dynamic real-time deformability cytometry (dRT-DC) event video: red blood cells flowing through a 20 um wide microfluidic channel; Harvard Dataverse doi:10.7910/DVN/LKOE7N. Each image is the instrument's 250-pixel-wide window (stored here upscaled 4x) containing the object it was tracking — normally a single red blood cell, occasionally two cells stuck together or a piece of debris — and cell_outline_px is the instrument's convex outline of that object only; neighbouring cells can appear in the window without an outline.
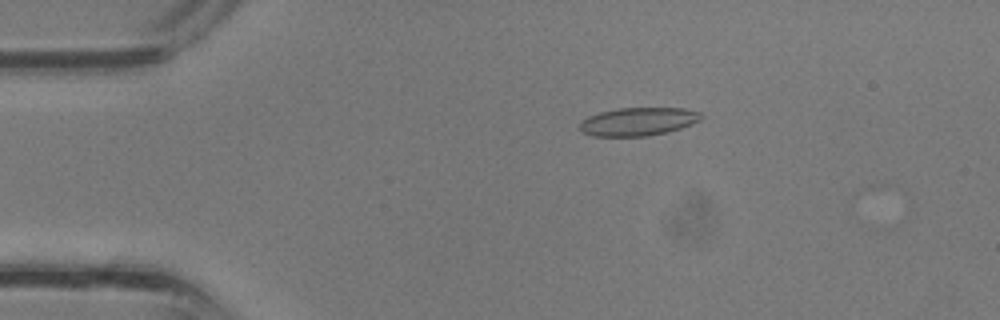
{"species": "common noctule bat (a hibernating species)", "species_latin": "Nyctalus noctula", "temperature_condition": "room temperature", "stored_images_in_passage": 23, "segment_of_instrument_passage": [1, 2], "camera_frame_rate_fps": 3000, "um_per_image_px": 0.085, "animal": {"sex": "male", "body_mass_g": 13.3}, "frame": {"image": 1, "passage_image": 7, "time_ms": 2.0, "image_size_px": [1000, 320], "cell_outline_px": [[704, 116], [700, 120], [692, 124], [680, 128], [664, 132], [644, 136], [592, 136], [584, 132], [580, 128], [580, 124], [588, 116], [600, 112], [620, 108], [684, 108], [700, 112]], "centroid_in_image_um": [54.27, 10.32], "position_along_channel_um": 30.7, "area_um2": 19.71}}
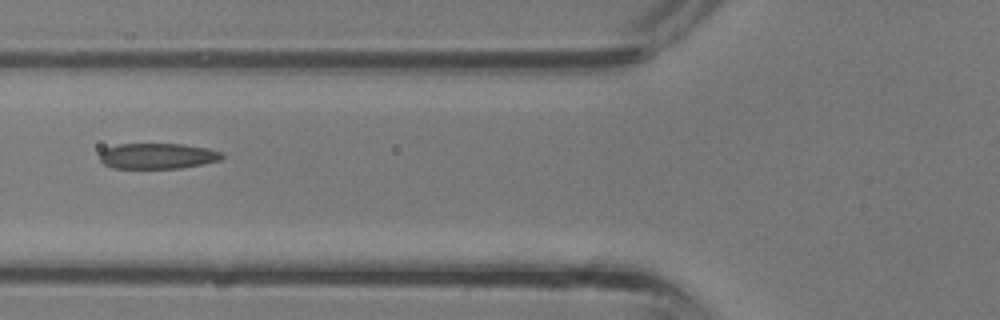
{"frame": {"image": 2, "passage_image": 14, "time_ms": 4.333, "image_size_px": [1000, 320], "cell_outline_px": [[224, 156], [220, 160], [204, 164], [180, 168], [112, 168], [104, 164], [100, 160], [100, 152], [104, 148], [116, 144], [180, 144], [208, 148], [224, 152]], "centroid_in_image_um": [13.4, 13.26], "position_along_channel_um": 112.4, "area_um2": 18.44}}
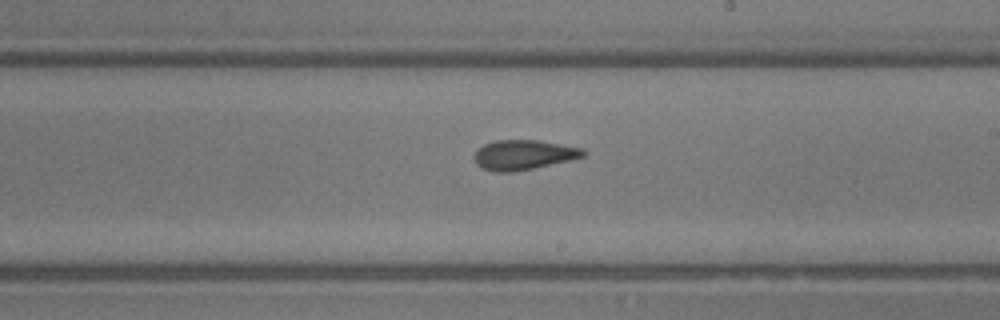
{"frame": {"image": 3, "passage_image": 21, "time_ms": 6.667, "image_size_px": [1000, 320], "cell_outline_px": [[588, 152], [584, 156], [568, 160], [532, 168], [512, 172], [496, 172], [480, 168], [476, 164], [472, 156], [484, 144], [496, 140], [540, 140], [584, 148]], "centroid_in_image_um": [44.49, 13.15], "position_along_channel_um": 244.5, "area_um2": 18.96}}